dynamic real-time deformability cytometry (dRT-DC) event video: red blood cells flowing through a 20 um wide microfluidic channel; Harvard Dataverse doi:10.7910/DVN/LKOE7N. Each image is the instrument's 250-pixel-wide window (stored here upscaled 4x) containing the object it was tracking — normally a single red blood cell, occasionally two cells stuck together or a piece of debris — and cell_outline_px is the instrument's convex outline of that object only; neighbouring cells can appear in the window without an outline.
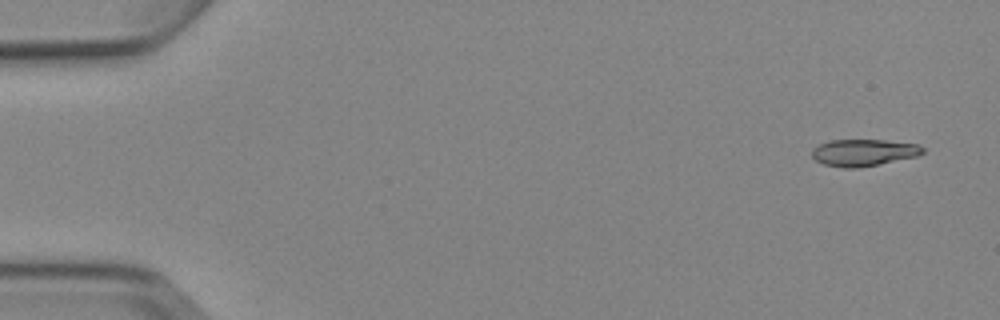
{"species": "Egyptian fruit bat (a non-hibernating species)", "species_latin": "Rousettus aegyptiacus", "temperature_condition": "cold", "stored_images_in_passage": 9, "camera_frame_rate_fps": 3000, "um_per_image_px": 0.085, "animal": {"sex": "female"}, "frame": {"image": 1, "passage_image": 1, "time_ms": 0.0, "image_size_px": [1000, 320], "cell_outline_px": [[924, 152], [916, 156], [856, 168], [844, 168], [824, 164], [816, 160], [812, 156], [812, 148], [828, 140], [884, 140], [920, 144], [924, 148]], "centroid_in_image_um": [73.39, 12.95], "position_along_channel_um": 11.6, "area_um2": 17.17}}
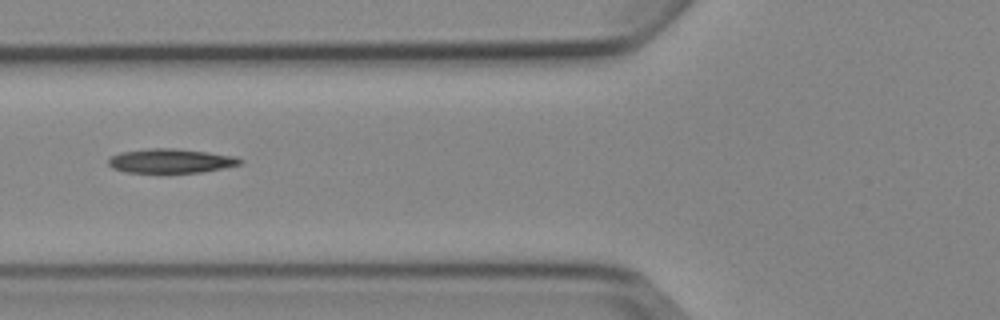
{"frame": {"image": 2, "passage_image": 6, "time_ms": 6.0, "image_size_px": [1000, 320], "cell_outline_px": [[244, 160], [240, 164], [200, 172], [160, 176], [124, 172], [112, 168], [108, 164], [108, 160], [112, 156], [120, 152], [148, 148], [172, 148], [208, 152], [236, 156]], "centroid_in_image_um": [14.45, 13.72], "position_along_channel_um": 111.4, "area_um2": 19.54}}
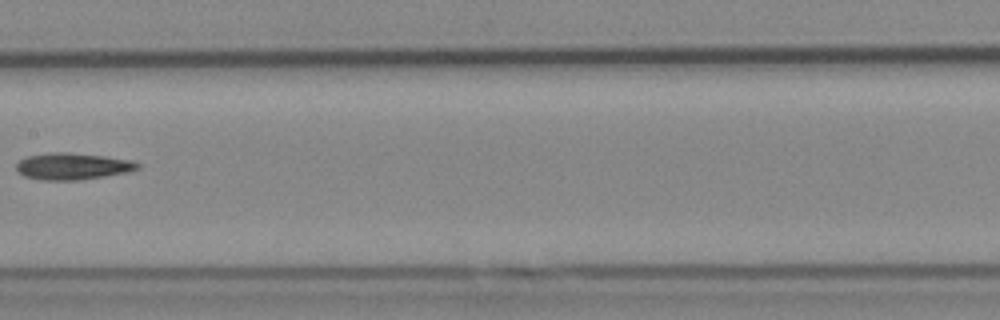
{"frame": {"image": 3, "passage_image": 8, "time_ms": 8.333, "image_size_px": [1000, 320], "cell_outline_px": [[140, 168], [124, 172], [104, 176], [76, 180], [40, 180], [24, 176], [16, 172], [16, 164], [20, 160], [28, 156], [48, 152], [68, 152], [104, 156], [128, 160], [140, 164]], "centroid_in_image_um": [6.09, 14.13], "position_along_channel_um": 201.3, "area_um2": 18.73}}